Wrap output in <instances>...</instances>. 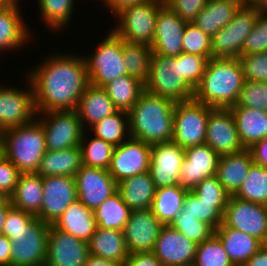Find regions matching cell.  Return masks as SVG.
Wrapping results in <instances>:
<instances>
[{
  "instance_id": "13",
  "label": "cell",
  "mask_w": 267,
  "mask_h": 266,
  "mask_svg": "<svg viewBox=\"0 0 267 266\" xmlns=\"http://www.w3.org/2000/svg\"><path fill=\"white\" fill-rule=\"evenodd\" d=\"M26 87H8L0 83V133L32 122L37 115L30 81Z\"/></svg>"
},
{
  "instance_id": "57",
  "label": "cell",
  "mask_w": 267,
  "mask_h": 266,
  "mask_svg": "<svg viewBox=\"0 0 267 266\" xmlns=\"http://www.w3.org/2000/svg\"><path fill=\"white\" fill-rule=\"evenodd\" d=\"M11 240L0 234V266H10Z\"/></svg>"
},
{
  "instance_id": "2",
  "label": "cell",
  "mask_w": 267,
  "mask_h": 266,
  "mask_svg": "<svg viewBox=\"0 0 267 266\" xmlns=\"http://www.w3.org/2000/svg\"><path fill=\"white\" fill-rule=\"evenodd\" d=\"M244 81L238 58H210L193 99L212 108L229 109L237 103Z\"/></svg>"
},
{
  "instance_id": "17",
  "label": "cell",
  "mask_w": 267,
  "mask_h": 266,
  "mask_svg": "<svg viewBox=\"0 0 267 266\" xmlns=\"http://www.w3.org/2000/svg\"><path fill=\"white\" fill-rule=\"evenodd\" d=\"M205 143L219 156L238 153L245 149L239 139L230 109L214 108L209 113Z\"/></svg>"
},
{
  "instance_id": "8",
  "label": "cell",
  "mask_w": 267,
  "mask_h": 266,
  "mask_svg": "<svg viewBox=\"0 0 267 266\" xmlns=\"http://www.w3.org/2000/svg\"><path fill=\"white\" fill-rule=\"evenodd\" d=\"M213 109L195 99L176 102L172 142L183 149L204 144L207 120Z\"/></svg>"
},
{
  "instance_id": "27",
  "label": "cell",
  "mask_w": 267,
  "mask_h": 266,
  "mask_svg": "<svg viewBox=\"0 0 267 266\" xmlns=\"http://www.w3.org/2000/svg\"><path fill=\"white\" fill-rule=\"evenodd\" d=\"M234 266H243L263 245L257 238L223 223L214 231Z\"/></svg>"
},
{
  "instance_id": "55",
  "label": "cell",
  "mask_w": 267,
  "mask_h": 266,
  "mask_svg": "<svg viewBox=\"0 0 267 266\" xmlns=\"http://www.w3.org/2000/svg\"><path fill=\"white\" fill-rule=\"evenodd\" d=\"M123 266H163L152 252L129 254Z\"/></svg>"
},
{
  "instance_id": "16",
  "label": "cell",
  "mask_w": 267,
  "mask_h": 266,
  "mask_svg": "<svg viewBox=\"0 0 267 266\" xmlns=\"http://www.w3.org/2000/svg\"><path fill=\"white\" fill-rule=\"evenodd\" d=\"M77 200L94 211L117 192V182L108 170L82 166L75 175Z\"/></svg>"
},
{
  "instance_id": "23",
  "label": "cell",
  "mask_w": 267,
  "mask_h": 266,
  "mask_svg": "<svg viewBox=\"0 0 267 266\" xmlns=\"http://www.w3.org/2000/svg\"><path fill=\"white\" fill-rule=\"evenodd\" d=\"M179 185L192 191L205 178L216 175L219 155L206 143L184 149Z\"/></svg>"
},
{
  "instance_id": "28",
  "label": "cell",
  "mask_w": 267,
  "mask_h": 266,
  "mask_svg": "<svg viewBox=\"0 0 267 266\" xmlns=\"http://www.w3.org/2000/svg\"><path fill=\"white\" fill-rule=\"evenodd\" d=\"M246 0H207L192 23L212 37L234 17Z\"/></svg>"
},
{
  "instance_id": "6",
  "label": "cell",
  "mask_w": 267,
  "mask_h": 266,
  "mask_svg": "<svg viewBox=\"0 0 267 266\" xmlns=\"http://www.w3.org/2000/svg\"><path fill=\"white\" fill-rule=\"evenodd\" d=\"M164 3L165 0H146L122 8L114 15L118 23L113 31L126 42L151 46L158 9Z\"/></svg>"
},
{
  "instance_id": "58",
  "label": "cell",
  "mask_w": 267,
  "mask_h": 266,
  "mask_svg": "<svg viewBox=\"0 0 267 266\" xmlns=\"http://www.w3.org/2000/svg\"><path fill=\"white\" fill-rule=\"evenodd\" d=\"M243 266H267V244H263Z\"/></svg>"
},
{
  "instance_id": "34",
  "label": "cell",
  "mask_w": 267,
  "mask_h": 266,
  "mask_svg": "<svg viewBox=\"0 0 267 266\" xmlns=\"http://www.w3.org/2000/svg\"><path fill=\"white\" fill-rule=\"evenodd\" d=\"M9 199L12 207L36 217L40 213L43 200L42 177L37 173H20Z\"/></svg>"
},
{
  "instance_id": "7",
  "label": "cell",
  "mask_w": 267,
  "mask_h": 266,
  "mask_svg": "<svg viewBox=\"0 0 267 266\" xmlns=\"http://www.w3.org/2000/svg\"><path fill=\"white\" fill-rule=\"evenodd\" d=\"M92 55H85L89 83L104 87L118 77L127 75L122 54V39L110 28L108 35L98 42Z\"/></svg>"
},
{
  "instance_id": "5",
  "label": "cell",
  "mask_w": 267,
  "mask_h": 266,
  "mask_svg": "<svg viewBox=\"0 0 267 266\" xmlns=\"http://www.w3.org/2000/svg\"><path fill=\"white\" fill-rule=\"evenodd\" d=\"M145 91L175 102L193 99L194 89L181 77L180 55L168 57L152 53Z\"/></svg>"
},
{
  "instance_id": "60",
  "label": "cell",
  "mask_w": 267,
  "mask_h": 266,
  "mask_svg": "<svg viewBox=\"0 0 267 266\" xmlns=\"http://www.w3.org/2000/svg\"><path fill=\"white\" fill-rule=\"evenodd\" d=\"M85 266H123V264L89 254Z\"/></svg>"
},
{
  "instance_id": "10",
  "label": "cell",
  "mask_w": 267,
  "mask_h": 266,
  "mask_svg": "<svg viewBox=\"0 0 267 266\" xmlns=\"http://www.w3.org/2000/svg\"><path fill=\"white\" fill-rule=\"evenodd\" d=\"M49 225L34 218L11 239L10 266H44Z\"/></svg>"
},
{
  "instance_id": "35",
  "label": "cell",
  "mask_w": 267,
  "mask_h": 266,
  "mask_svg": "<svg viewBox=\"0 0 267 266\" xmlns=\"http://www.w3.org/2000/svg\"><path fill=\"white\" fill-rule=\"evenodd\" d=\"M103 88L118 111L129 112L145 91V84L140 79L127 74L114 79Z\"/></svg>"
},
{
  "instance_id": "52",
  "label": "cell",
  "mask_w": 267,
  "mask_h": 266,
  "mask_svg": "<svg viewBox=\"0 0 267 266\" xmlns=\"http://www.w3.org/2000/svg\"><path fill=\"white\" fill-rule=\"evenodd\" d=\"M20 171L0 152V197L9 198L16 185Z\"/></svg>"
},
{
  "instance_id": "45",
  "label": "cell",
  "mask_w": 267,
  "mask_h": 266,
  "mask_svg": "<svg viewBox=\"0 0 267 266\" xmlns=\"http://www.w3.org/2000/svg\"><path fill=\"white\" fill-rule=\"evenodd\" d=\"M170 226L197 244L208 239L214 233V230L205 222L194 216L181 214V212L175 216Z\"/></svg>"
},
{
  "instance_id": "61",
  "label": "cell",
  "mask_w": 267,
  "mask_h": 266,
  "mask_svg": "<svg viewBox=\"0 0 267 266\" xmlns=\"http://www.w3.org/2000/svg\"><path fill=\"white\" fill-rule=\"evenodd\" d=\"M11 208H12V204L9 198L0 199V234H2L3 225L7 218V213Z\"/></svg>"
},
{
  "instance_id": "38",
  "label": "cell",
  "mask_w": 267,
  "mask_h": 266,
  "mask_svg": "<svg viewBox=\"0 0 267 266\" xmlns=\"http://www.w3.org/2000/svg\"><path fill=\"white\" fill-rule=\"evenodd\" d=\"M131 211L123 202L120 194L116 192L93 212L97 227L123 231Z\"/></svg>"
},
{
  "instance_id": "46",
  "label": "cell",
  "mask_w": 267,
  "mask_h": 266,
  "mask_svg": "<svg viewBox=\"0 0 267 266\" xmlns=\"http://www.w3.org/2000/svg\"><path fill=\"white\" fill-rule=\"evenodd\" d=\"M183 52L211 58V37L192 22L186 24L183 32Z\"/></svg>"
},
{
  "instance_id": "32",
  "label": "cell",
  "mask_w": 267,
  "mask_h": 266,
  "mask_svg": "<svg viewBox=\"0 0 267 266\" xmlns=\"http://www.w3.org/2000/svg\"><path fill=\"white\" fill-rule=\"evenodd\" d=\"M82 166V152L80 146L58 151L47 150L40 161L39 169L36 173L41 177H75Z\"/></svg>"
},
{
  "instance_id": "3",
  "label": "cell",
  "mask_w": 267,
  "mask_h": 266,
  "mask_svg": "<svg viewBox=\"0 0 267 266\" xmlns=\"http://www.w3.org/2000/svg\"><path fill=\"white\" fill-rule=\"evenodd\" d=\"M175 103L144 91L128 112L130 137L150 145L171 142Z\"/></svg>"
},
{
  "instance_id": "36",
  "label": "cell",
  "mask_w": 267,
  "mask_h": 266,
  "mask_svg": "<svg viewBox=\"0 0 267 266\" xmlns=\"http://www.w3.org/2000/svg\"><path fill=\"white\" fill-rule=\"evenodd\" d=\"M187 192L179 184L156 189L150 209L163 225H170L180 212Z\"/></svg>"
},
{
  "instance_id": "48",
  "label": "cell",
  "mask_w": 267,
  "mask_h": 266,
  "mask_svg": "<svg viewBox=\"0 0 267 266\" xmlns=\"http://www.w3.org/2000/svg\"><path fill=\"white\" fill-rule=\"evenodd\" d=\"M207 62L208 59L203 56L184 52L180 54L181 77H183L193 89L200 83L205 73Z\"/></svg>"
},
{
  "instance_id": "29",
  "label": "cell",
  "mask_w": 267,
  "mask_h": 266,
  "mask_svg": "<svg viewBox=\"0 0 267 266\" xmlns=\"http://www.w3.org/2000/svg\"><path fill=\"white\" fill-rule=\"evenodd\" d=\"M232 112L239 139L245 149L267 137V112L235 104L229 108Z\"/></svg>"
},
{
  "instance_id": "44",
  "label": "cell",
  "mask_w": 267,
  "mask_h": 266,
  "mask_svg": "<svg viewBox=\"0 0 267 266\" xmlns=\"http://www.w3.org/2000/svg\"><path fill=\"white\" fill-rule=\"evenodd\" d=\"M193 266H234L220 239L213 233L197 245Z\"/></svg>"
},
{
  "instance_id": "31",
  "label": "cell",
  "mask_w": 267,
  "mask_h": 266,
  "mask_svg": "<svg viewBox=\"0 0 267 266\" xmlns=\"http://www.w3.org/2000/svg\"><path fill=\"white\" fill-rule=\"evenodd\" d=\"M117 192L131 210L149 209L156 187L148 171L120 181L117 184Z\"/></svg>"
},
{
  "instance_id": "15",
  "label": "cell",
  "mask_w": 267,
  "mask_h": 266,
  "mask_svg": "<svg viewBox=\"0 0 267 266\" xmlns=\"http://www.w3.org/2000/svg\"><path fill=\"white\" fill-rule=\"evenodd\" d=\"M42 185L43 200L36 218L53 224L77 200L76 180L70 176H47L42 177Z\"/></svg>"
},
{
  "instance_id": "11",
  "label": "cell",
  "mask_w": 267,
  "mask_h": 266,
  "mask_svg": "<svg viewBox=\"0 0 267 266\" xmlns=\"http://www.w3.org/2000/svg\"><path fill=\"white\" fill-rule=\"evenodd\" d=\"M36 119L45 134L46 150L58 151L80 146L84 129L76 110L37 113Z\"/></svg>"
},
{
  "instance_id": "51",
  "label": "cell",
  "mask_w": 267,
  "mask_h": 266,
  "mask_svg": "<svg viewBox=\"0 0 267 266\" xmlns=\"http://www.w3.org/2000/svg\"><path fill=\"white\" fill-rule=\"evenodd\" d=\"M192 192L207 202H227L230 196L216 175L209 176L199 182Z\"/></svg>"
},
{
  "instance_id": "24",
  "label": "cell",
  "mask_w": 267,
  "mask_h": 266,
  "mask_svg": "<svg viewBox=\"0 0 267 266\" xmlns=\"http://www.w3.org/2000/svg\"><path fill=\"white\" fill-rule=\"evenodd\" d=\"M76 111L83 129L88 131L96 122L118 110L103 87L89 84L80 97Z\"/></svg>"
},
{
  "instance_id": "30",
  "label": "cell",
  "mask_w": 267,
  "mask_h": 266,
  "mask_svg": "<svg viewBox=\"0 0 267 266\" xmlns=\"http://www.w3.org/2000/svg\"><path fill=\"white\" fill-rule=\"evenodd\" d=\"M52 225L87 243L97 228L94 212L79 200L71 203Z\"/></svg>"
},
{
  "instance_id": "14",
  "label": "cell",
  "mask_w": 267,
  "mask_h": 266,
  "mask_svg": "<svg viewBox=\"0 0 267 266\" xmlns=\"http://www.w3.org/2000/svg\"><path fill=\"white\" fill-rule=\"evenodd\" d=\"M152 145L129 137L114 147L109 174L119 183L125 178L149 171Z\"/></svg>"
},
{
  "instance_id": "59",
  "label": "cell",
  "mask_w": 267,
  "mask_h": 266,
  "mask_svg": "<svg viewBox=\"0 0 267 266\" xmlns=\"http://www.w3.org/2000/svg\"><path fill=\"white\" fill-rule=\"evenodd\" d=\"M143 1L146 0H101L104 3L103 5L107 7L106 9H109L111 14L114 15L126 6Z\"/></svg>"
},
{
  "instance_id": "41",
  "label": "cell",
  "mask_w": 267,
  "mask_h": 266,
  "mask_svg": "<svg viewBox=\"0 0 267 266\" xmlns=\"http://www.w3.org/2000/svg\"><path fill=\"white\" fill-rule=\"evenodd\" d=\"M75 0H38L40 17L54 31H63L73 17ZM74 4V5H73ZM65 27V28H64Z\"/></svg>"
},
{
  "instance_id": "47",
  "label": "cell",
  "mask_w": 267,
  "mask_h": 266,
  "mask_svg": "<svg viewBox=\"0 0 267 266\" xmlns=\"http://www.w3.org/2000/svg\"><path fill=\"white\" fill-rule=\"evenodd\" d=\"M236 104L267 112V82L245 80Z\"/></svg>"
},
{
  "instance_id": "4",
  "label": "cell",
  "mask_w": 267,
  "mask_h": 266,
  "mask_svg": "<svg viewBox=\"0 0 267 266\" xmlns=\"http://www.w3.org/2000/svg\"><path fill=\"white\" fill-rule=\"evenodd\" d=\"M46 151L45 134L36 118L0 133V152L20 173H36Z\"/></svg>"
},
{
  "instance_id": "26",
  "label": "cell",
  "mask_w": 267,
  "mask_h": 266,
  "mask_svg": "<svg viewBox=\"0 0 267 266\" xmlns=\"http://www.w3.org/2000/svg\"><path fill=\"white\" fill-rule=\"evenodd\" d=\"M253 163L249 149L219 157L216 177L230 196L239 190Z\"/></svg>"
},
{
  "instance_id": "33",
  "label": "cell",
  "mask_w": 267,
  "mask_h": 266,
  "mask_svg": "<svg viewBox=\"0 0 267 266\" xmlns=\"http://www.w3.org/2000/svg\"><path fill=\"white\" fill-rule=\"evenodd\" d=\"M89 254L124 264L129 252L124 232L116 229L97 227L88 242Z\"/></svg>"
},
{
  "instance_id": "40",
  "label": "cell",
  "mask_w": 267,
  "mask_h": 266,
  "mask_svg": "<svg viewBox=\"0 0 267 266\" xmlns=\"http://www.w3.org/2000/svg\"><path fill=\"white\" fill-rule=\"evenodd\" d=\"M152 53L150 45L122 40V54L127 74L140 79L144 83L150 73Z\"/></svg>"
},
{
  "instance_id": "9",
  "label": "cell",
  "mask_w": 267,
  "mask_h": 266,
  "mask_svg": "<svg viewBox=\"0 0 267 266\" xmlns=\"http://www.w3.org/2000/svg\"><path fill=\"white\" fill-rule=\"evenodd\" d=\"M259 11L246 2L233 19L211 37V58H239L248 34L253 30Z\"/></svg>"
},
{
  "instance_id": "39",
  "label": "cell",
  "mask_w": 267,
  "mask_h": 266,
  "mask_svg": "<svg viewBox=\"0 0 267 266\" xmlns=\"http://www.w3.org/2000/svg\"><path fill=\"white\" fill-rule=\"evenodd\" d=\"M89 129L93 131L96 138L116 147L130 137L129 114L125 111H117L96 122Z\"/></svg>"
},
{
  "instance_id": "62",
  "label": "cell",
  "mask_w": 267,
  "mask_h": 266,
  "mask_svg": "<svg viewBox=\"0 0 267 266\" xmlns=\"http://www.w3.org/2000/svg\"><path fill=\"white\" fill-rule=\"evenodd\" d=\"M246 3L255 7L259 12L267 13V0H246Z\"/></svg>"
},
{
  "instance_id": "1",
  "label": "cell",
  "mask_w": 267,
  "mask_h": 266,
  "mask_svg": "<svg viewBox=\"0 0 267 266\" xmlns=\"http://www.w3.org/2000/svg\"><path fill=\"white\" fill-rule=\"evenodd\" d=\"M35 68L28 70L26 78L33 89L36 112L76 110L90 84L84 57L53 53Z\"/></svg>"
},
{
  "instance_id": "25",
  "label": "cell",
  "mask_w": 267,
  "mask_h": 266,
  "mask_svg": "<svg viewBox=\"0 0 267 266\" xmlns=\"http://www.w3.org/2000/svg\"><path fill=\"white\" fill-rule=\"evenodd\" d=\"M24 22L18 5L0 8V52L7 50V53L13 49L15 52L31 41L29 39L32 38V31Z\"/></svg>"
},
{
  "instance_id": "12",
  "label": "cell",
  "mask_w": 267,
  "mask_h": 266,
  "mask_svg": "<svg viewBox=\"0 0 267 266\" xmlns=\"http://www.w3.org/2000/svg\"><path fill=\"white\" fill-rule=\"evenodd\" d=\"M222 223L267 244V205L229 196Z\"/></svg>"
},
{
  "instance_id": "54",
  "label": "cell",
  "mask_w": 267,
  "mask_h": 266,
  "mask_svg": "<svg viewBox=\"0 0 267 266\" xmlns=\"http://www.w3.org/2000/svg\"><path fill=\"white\" fill-rule=\"evenodd\" d=\"M165 3L184 21L192 22L207 0H165Z\"/></svg>"
},
{
  "instance_id": "43",
  "label": "cell",
  "mask_w": 267,
  "mask_h": 266,
  "mask_svg": "<svg viewBox=\"0 0 267 266\" xmlns=\"http://www.w3.org/2000/svg\"><path fill=\"white\" fill-rule=\"evenodd\" d=\"M233 196L267 205V167L253 163L241 187Z\"/></svg>"
},
{
  "instance_id": "49",
  "label": "cell",
  "mask_w": 267,
  "mask_h": 266,
  "mask_svg": "<svg viewBox=\"0 0 267 266\" xmlns=\"http://www.w3.org/2000/svg\"><path fill=\"white\" fill-rule=\"evenodd\" d=\"M238 59L245 80L267 82V51L241 55Z\"/></svg>"
},
{
  "instance_id": "18",
  "label": "cell",
  "mask_w": 267,
  "mask_h": 266,
  "mask_svg": "<svg viewBox=\"0 0 267 266\" xmlns=\"http://www.w3.org/2000/svg\"><path fill=\"white\" fill-rule=\"evenodd\" d=\"M184 158V149L172 141L152 145L149 173L156 189L179 184Z\"/></svg>"
},
{
  "instance_id": "19",
  "label": "cell",
  "mask_w": 267,
  "mask_h": 266,
  "mask_svg": "<svg viewBox=\"0 0 267 266\" xmlns=\"http://www.w3.org/2000/svg\"><path fill=\"white\" fill-rule=\"evenodd\" d=\"M88 255L87 242L49 225L44 266H85Z\"/></svg>"
},
{
  "instance_id": "42",
  "label": "cell",
  "mask_w": 267,
  "mask_h": 266,
  "mask_svg": "<svg viewBox=\"0 0 267 266\" xmlns=\"http://www.w3.org/2000/svg\"><path fill=\"white\" fill-rule=\"evenodd\" d=\"M86 132L87 130H84L80 142L83 166L108 170L114 146L95 136L89 139Z\"/></svg>"
},
{
  "instance_id": "37",
  "label": "cell",
  "mask_w": 267,
  "mask_h": 266,
  "mask_svg": "<svg viewBox=\"0 0 267 266\" xmlns=\"http://www.w3.org/2000/svg\"><path fill=\"white\" fill-rule=\"evenodd\" d=\"M227 202H207L188 191L180 210L181 214L191 215L208 224L214 231L222 223Z\"/></svg>"
},
{
  "instance_id": "21",
  "label": "cell",
  "mask_w": 267,
  "mask_h": 266,
  "mask_svg": "<svg viewBox=\"0 0 267 266\" xmlns=\"http://www.w3.org/2000/svg\"><path fill=\"white\" fill-rule=\"evenodd\" d=\"M197 245L170 225H163L152 253L163 266H193Z\"/></svg>"
},
{
  "instance_id": "53",
  "label": "cell",
  "mask_w": 267,
  "mask_h": 266,
  "mask_svg": "<svg viewBox=\"0 0 267 266\" xmlns=\"http://www.w3.org/2000/svg\"><path fill=\"white\" fill-rule=\"evenodd\" d=\"M34 218V215L12 207L7 213L2 234L10 240L14 239V235L22 231Z\"/></svg>"
},
{
  "instance_id": "56",
  "label": "cell",
  "mask_w": 267,
  "mask_h": 266,
  "mask_svg": "<svg viewBox=\"0 0 267 266\" xmlns=\"http://www.w3.org/2000/svg\"><path fill=\"white\" fill-rule=\"evenodd\" d=\"M249 151L255 164L267 167V137L254 143Z\"/></svg>"
},
{
  "instance_id": "20",
  "label": "cell",
  "mask_w": 267,
  "mask_h": 266,
  "mask_svg": "<svg viewBox=\"0 0 267 266\" xmlns=\"http://www.w3.org/2000/svg\"><path fill=\"white\" fill-rule=\"evenodd\" d=\"M162 227L150 208L132 210L123 230L129 254L152 252Z\"/></svg>"
},
{
  "instance_id": "63",
  "label": "cell",
  "mask_w": 267,
  "mask_h": 266,
  "mask_svg": "<svg viewBox=\"0 0 267 266\" xmlns=\"http://www.w3.org/2000/svg\"><path fill=\"white\" fill-rule=\"evenodd\" d=\"M20 0H0V8L11 6V5H18Z\"/></svg>"
},
{
  "instance_id": "22",
  "label": "cell",
  "mask_w": 267,
  "mask_h": 266,
  "mask_svg": "<svg viewBox=\"0 0 267 266\" xmlns=\"http://www.w3.org/2000/svg\"><path fill=\"white\" fill-rule=\"evenodd\" d=\"M188 22L182 20L166 3L159 9L151 48L153 53L176 57L183 52V32Z\"/></svg>"
},
{
  "instance_id": "50",
  "label": "cell",
  "mask_w": 267,
  "mask_h": 266,
  "mask_svg": "<svg viewBox=\"0 0 267 266\" xmlns=\"http://www.w3.org/2000/svg\"><path fill=\"white\" fill-rule=\"evenodd\" d=\"M267 51V13L259 12L253 30L246 37L242 55Z\"/></svg>"
}]
</instances>
